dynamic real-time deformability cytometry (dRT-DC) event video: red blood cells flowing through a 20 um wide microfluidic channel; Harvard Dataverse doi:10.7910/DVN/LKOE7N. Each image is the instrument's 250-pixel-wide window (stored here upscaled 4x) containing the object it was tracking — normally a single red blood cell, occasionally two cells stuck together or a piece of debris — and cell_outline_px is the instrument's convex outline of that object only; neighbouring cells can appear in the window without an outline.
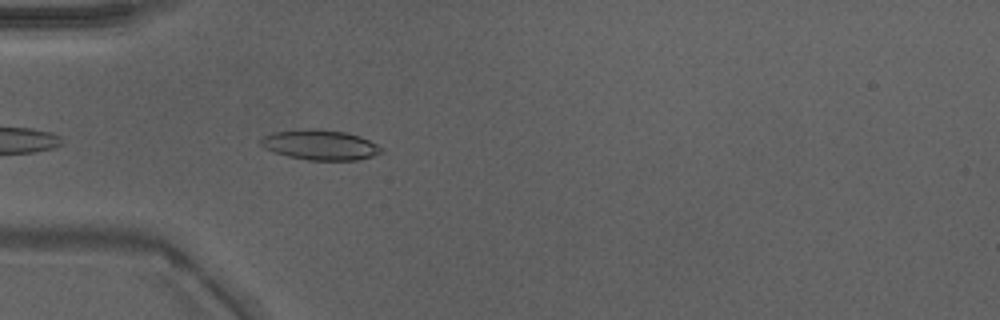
{"species": "Egyptian fruit bat (a non-hibernating species)", "species_latin": "Rousettus aegyptiacus", "temperature_condition": "warm", "stored_images_in_passage": 35, "camera_frame_rate_fps": 3000, "um_per_image_px": 0.085, "animal": {"sex": "male"}, "frame": {"image": 1, "passage_image": 3, "time_ms": 0.667, "image_size_px": [1000, 320], "cell_outline_px": [[384, 152], [372, 156], [356, 160], [308, 160], [288, 156], [272, 152], [264, 148], [260, 144], [260, 140], [264, 136], [272, 132], [308, 128], [316, 128], [344, 132], [360, 136], [384, 148]], "centroid_in_image_um": [27.2, 12.31], "position_along_channel_um": 57.8, "area_um2": 21.27}}
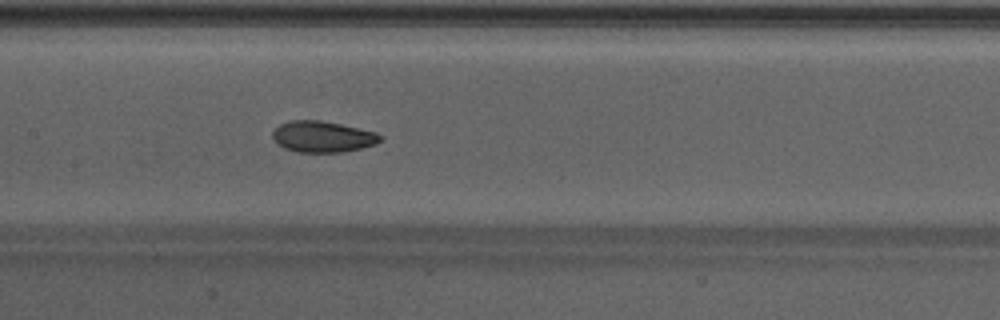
{"frame": {"image": 2, "passage_image": 12, "time_ms": 3.667, "image_size_px": [1000, 320], "cell_outline_px": [[384, 140], [376, 144], [344, 152], [296, 152], [284, 148], [272, 136], [272, 132], [280, 124], [288, 120], [320, 120], [340, 124], [376, 132], [384, 136]], "centroid_in_image_um": [27.46, 11.61], "position_along_channel_um": 179.9, "area_um2": 19.59}}
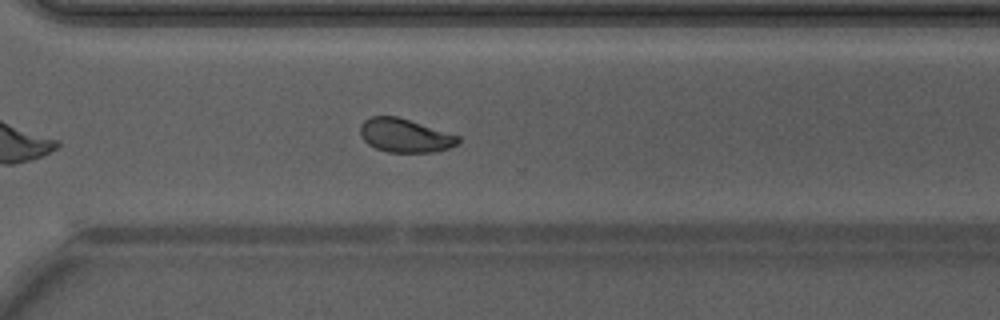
{"frame": {"image": 3, "passage_image": 23, "time_ms": 7.333, "image_size_px": [1000, 320], "cell_outline_px": [[460, 144], [448, 148], [432, 152], [388, 152], [376, 148], [368, 144], [360, 136], [360, 124], [364, 120], [372, 116], [396, 116], [460, 136]], "centroid_in_image_um": [34.41, 11.52], "position_along_channel_um": 336.2, "area_um2": 19.13}, "authors_computed_cell_mechanics": {"area_um2": 19.7676, "velocity_mm_per_s": 4.2759, "shape_relaxation_time_tau1_ms": 4.9498, "shape_relaxation_time_tau2_ms": 1.2288, "deformation_change_tau1": 0.1333, "deformation_change_tau2": 0.0646}}